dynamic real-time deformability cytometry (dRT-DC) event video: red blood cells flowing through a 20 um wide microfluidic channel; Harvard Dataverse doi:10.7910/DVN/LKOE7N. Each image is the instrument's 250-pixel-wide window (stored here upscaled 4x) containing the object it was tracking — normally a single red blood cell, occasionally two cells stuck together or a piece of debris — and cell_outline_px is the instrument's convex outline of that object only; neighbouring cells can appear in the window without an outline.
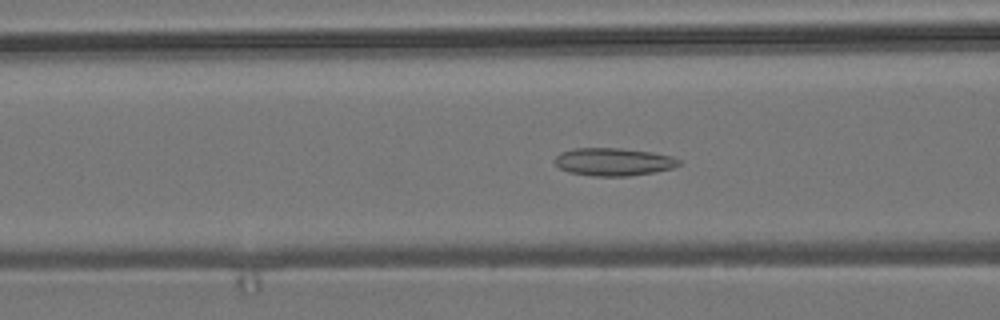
{"species": "common noctule bat (a hibernating species)", "species_latin": "Nyctalus noctula", "temperature_condition": "room temperature", "stored_images_in_passage": 56, "camera_frame_rate_fps": 3000, "um_per_image_px": 0.085, "animal": {"sex": "male", "body_mass_g": 19.2, "forearm_length_mm": 51.8}, "frame": {"image": 1, "passage_image": 22, "time_ms": 7.0, "image_size_px": [1000, 320], "cell_outline_px": [[680, 164], [672, 168], [652, 172], [628, 176], [592, 176], [568, 172], [560, 168], [556, 164], [556, 156], [560, 152], [572, 148], [620, 148], [652, 152], [672, 156], [680, 160]], "centroid_in_image_um": [52.13, 13.75], "position_along_channel_um": 114.5, "area_um2": 20.06}}
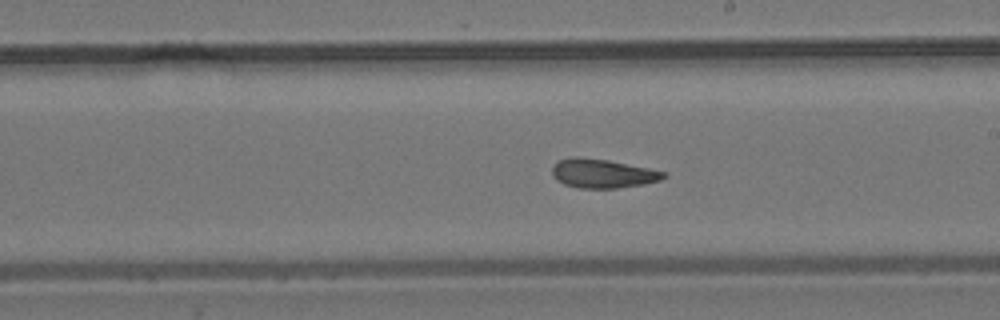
{"frame": {"image": 2, "passage_image": 32, "time_ms": 10.333, "image_size_px": [1000, 320], "cell_outline_px": [[668, 176], [660, 180], [644, 184], [616, 188], [580, 188], [564, 184], [556, 180], [552, 176], [552, 164], [560, 160], [572, 156], [576, 156], [608, 160], [648, 168], [664, 172]], "centroid_in_image_um": [51.18, 14.74], "position_along_channel_um": 237.8, "area_um2": 18.84}}
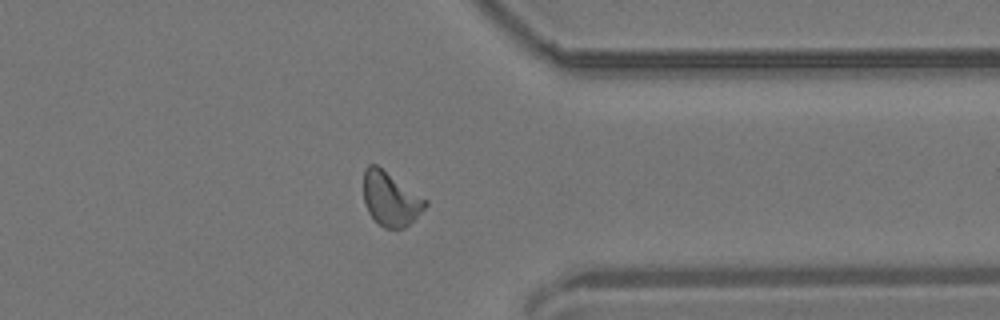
{"frame": {"image": 3, "passage_image": 44, "time_ms": 14.333, "image_size_px": [1000, 320], "cell_outline_px": [[428, 204], [404, 228], [384, 228], [368, 212], [364, 204], [364, 168], [368, 164], [376, 164], [428, 200]], "centroid_in_image_um": [33.18, 16.88], "position_along_channel_um": 378.2, "area_um2": 19.19}, "authors_computed_cell_mechanics": {"area_um2": 19.2185, "velocity_mm_per_s": 3.7033, "shape_relaxation_time_tau1_ms": null, "shape_relaxation_time_tau2_ms": 2.407, "deformation_change_tau1": null, "deformation_change_tau2": 0.1007}}